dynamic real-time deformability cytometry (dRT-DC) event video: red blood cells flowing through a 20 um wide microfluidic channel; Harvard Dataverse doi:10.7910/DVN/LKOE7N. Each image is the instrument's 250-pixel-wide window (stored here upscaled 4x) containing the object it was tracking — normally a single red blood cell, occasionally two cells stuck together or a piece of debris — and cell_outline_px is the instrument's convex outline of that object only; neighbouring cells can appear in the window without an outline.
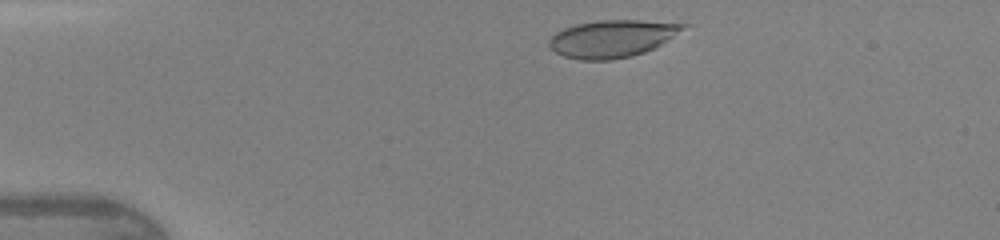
{"species": "human", "species_latin": "Homo sapiens", "temperature_condition": "warm", "stored_images_in_passage": 40, "camera_frame_rate_fps": 3000, "um_per_image_px": 0.085, "donor": {"sex": "female"}, "frame": {"image": 1, "passage_image": 3, "time_ms": 0.667, "image_size_px": [1000, 240], "cell_outline_px": [[688, 24], [672, 36], [660, 44], [644, 52], [632, 56], [612, 60], [580, 60], [564, 56], [556, 52], [548, 44], [548, 40], [556, 32], [564, 28], [576, 24], [600, 20], [640, 20]], "centroid_in_image_um": [51.97, 3.28], "position_along_channel_um": 33.0, "area_um2": 28.73}}
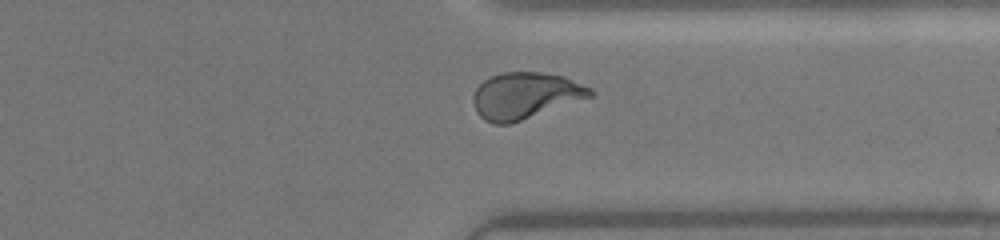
{"frame": {"image": 2, "passage_image": 30, "time_ms": 9.667, "image_size_px": [1000, 240], "cell_outline_px": [[596, 92], [592, 96], [508, 124], [492, 124], [484, 120], [476, 112], [472, 100], [472, 96], [476, 88], [484, 80], [492, 76], [504, 72], [540, 72], [564, 76], [592, 88]], "centroid_in_image_um": [44.62, 8.12], "position_along_channel_um": 366.8, "area_um2": 31.44}}
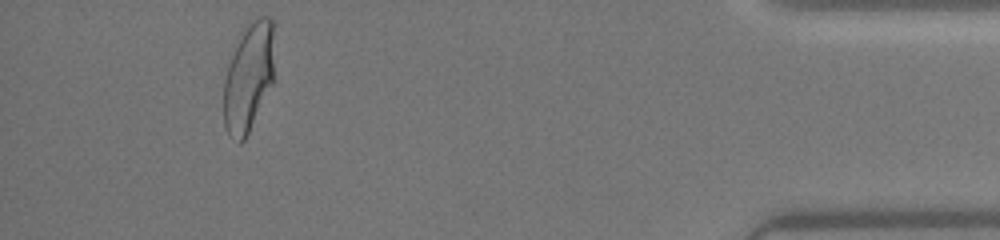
{"frame": {"image": 3, "passage_image": 37, "time_ms": 12.0, "image_size_px": [1000, 240], "cell_outline_px": [[272, 84], [244, 140], [240, 144], [228, 136], [224, 124], [224, 80], [228, 64], [248, 20], [260, 16], [268, 16], [272, 20]], "centroid_in_image_um": [21.1, 6.58], "position_along_channel_um": 414.1, "area_um2": 31.5}, "authors_computed_cell_mechanics": {"area_um2": 31.0386, "velocity_mm_per_s": 4.329, "shape_relaxation_time_tau1_ms": 4.3629, "shape_relaxation_time_tau2_ms": null, "deformation_change_tau1": 0.2097, "deformation_change_tau2": null}}